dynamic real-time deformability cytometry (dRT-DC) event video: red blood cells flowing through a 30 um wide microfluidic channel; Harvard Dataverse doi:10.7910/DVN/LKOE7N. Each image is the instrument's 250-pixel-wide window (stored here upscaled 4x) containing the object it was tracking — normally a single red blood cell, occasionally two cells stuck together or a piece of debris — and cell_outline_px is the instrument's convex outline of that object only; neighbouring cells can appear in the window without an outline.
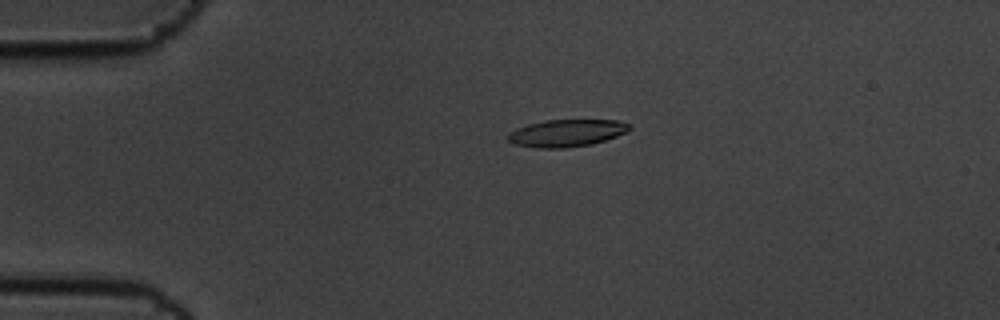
{"species": "common noctule bat (a hibernating species)", "species_latin": "Nyctalus noctula", "temperature_condition": "cold", "stored_images_in_passage": 2, "camera_frame_rate_fps": 3000, "um_per_image_px": 0.085, "animal": {"sex": "male", "body_mass_g": 19.5, "forearm_length_mm": 54.6}, "frame": {"image": 1, "passage_image": 1, "time_ms": 0.0, "image_size_px": [1000, 320], "cell_outline_px": [[632, 128], [628, 132], [592, 144], [568, 148], [540, 148], [516, 144], [508, 140], [508, 132], [516, 128], [528, 124], [544, 120], [620, 120], [628, 124]], "centroid_in_image_um": [48.17, 11.3], "position_along_channel_um": 36.8, "area_um2": 19.31}}